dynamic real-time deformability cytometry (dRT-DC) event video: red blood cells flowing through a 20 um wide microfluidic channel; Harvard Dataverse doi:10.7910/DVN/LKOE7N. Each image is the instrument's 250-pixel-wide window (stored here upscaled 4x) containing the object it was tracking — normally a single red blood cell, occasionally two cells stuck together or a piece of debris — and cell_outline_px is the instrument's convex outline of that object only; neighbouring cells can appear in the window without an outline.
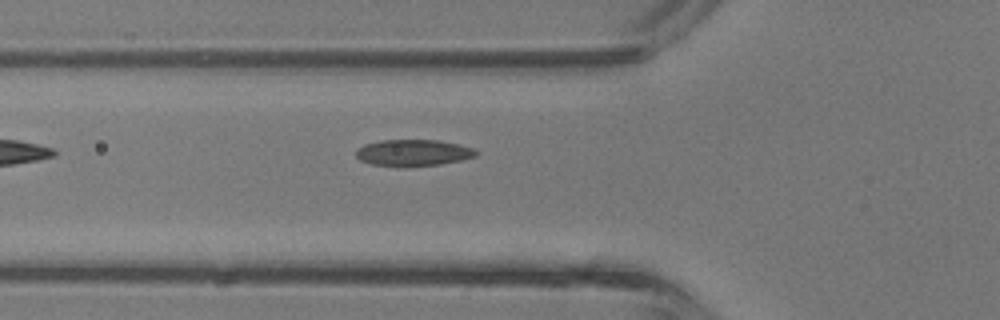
{"species": "common noctule bat (a hibernating species)", "species_latin": "Nyctalus noctula", "temperature_condition": "room temperature", "stored_images_in_passage": 3, "camera_frame_rate_fps": 3000, "um_per_image_px": 0.085, "animal": {"sex": "male", "body_mass_g": 13.3}, "frame": {"image": 1, "passage_image": 2, "time_ms": 0.333, "image_size_px": [1000, 320], "cell_outline_px": [[480, 152], [476, 156], [460, 160], [440, 164], [404, 168], [400, 168], [372, 164], [360, 160], [356, 156], [356, 148], [364, 144], [380, 140], [440, 140], [472, 148]], "centroid_in_image_um": [35.08, 13.0], "position_along_channel_um": 90.7, "area_um2": 18.84}}